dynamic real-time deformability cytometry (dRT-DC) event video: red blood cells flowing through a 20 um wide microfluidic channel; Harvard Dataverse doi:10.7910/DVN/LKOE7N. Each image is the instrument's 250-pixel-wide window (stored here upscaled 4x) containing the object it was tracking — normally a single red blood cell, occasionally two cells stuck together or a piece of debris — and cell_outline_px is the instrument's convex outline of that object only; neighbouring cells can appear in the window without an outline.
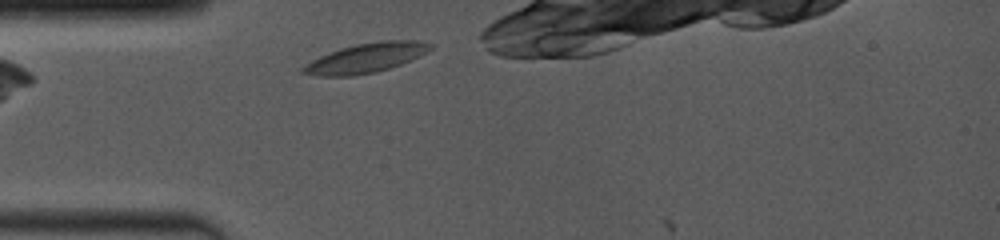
{"species": "common noctule bat (a hibernating species)", "species_latin": "Nyctalus noctula", "temperature_condition": "room temperature", "stored_images_in_passage": 2, "camera_frame_rate_fps": 4000, "um_per_image_px": 0.085, "animal": {"sex": "female", "body_mass_g": 19.0, "forearm_length_mm": 53.3}, "frame": {"image": 1, "passage_image": 1, "time_ms": 0.0, "image_size_px": [1000, 240], "cell_outline_px": [[432, 48], [420, 56], [400, 64], [376, 72], [352, 76], [320, 76], [300, 72], [300, 68], [304, 64], [320, 56], [340, 48], [356, 44], [380, 40], [420, 40], [432, 44]], "centroid_in_image_um": [31.09, 4.92], "position_along_channel_um": 53.9, "area_um2": 21.91}}